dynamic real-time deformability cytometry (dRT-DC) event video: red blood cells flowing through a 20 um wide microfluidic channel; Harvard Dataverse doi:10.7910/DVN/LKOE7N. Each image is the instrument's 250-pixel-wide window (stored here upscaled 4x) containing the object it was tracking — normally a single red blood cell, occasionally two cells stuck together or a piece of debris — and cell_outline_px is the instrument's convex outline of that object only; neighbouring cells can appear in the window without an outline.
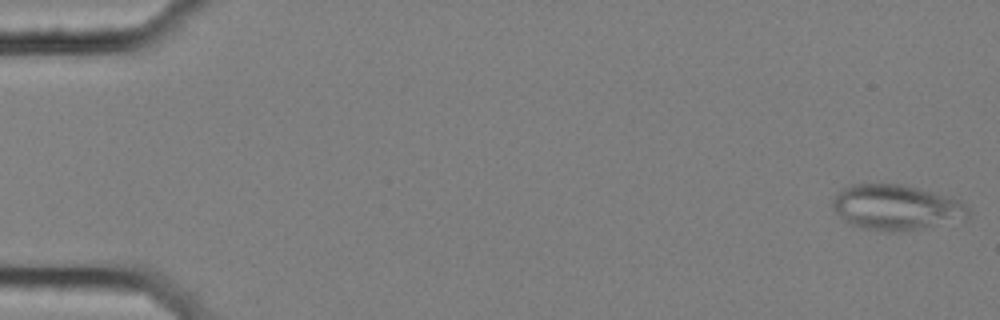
{"species": "common noctule bat (a hibernating species)", "species_latin": "Nyctalus noctula", "temperature_condition": "cold", "stored_images_in_passage": 57, "camera_frame_rate_fps": 3000, "um_per_image_px": 0.085, "animal": {"sex": "female", "body_mass_g": 25.1}, "frame": {"image": 1, "passage_image": 1, "time_ms": 0.0, "image_size_px": [1000, 320], "cell_outline_px": [[968, 216], [916, 228], [896, 232], [892, 232], [860, 228], [844, 220], [836, 212], [832, 204], [832, 200], [844, 188], [852, 184], [900, 184], [948, 196], [960, 200], [968, 208]], "centroid_in_image_um": [76.1, 17.61], "position_along_channel_um": 8.9, "area_um2": 34.68}}
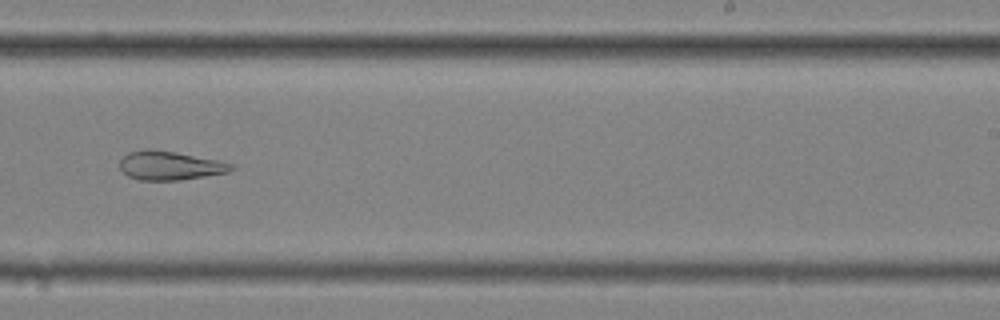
{"frame": {"image": 2, "passage_image": 36, "time_ms": 11.667, "image_size_px": [1000, 320], "cell_outline_px": [[236, 168], [228, 172], [180, 180], [140, 180], [128, 176], [120, 168], [120, 160], [128, 152], [148, 148], [176, 152], [220, 160], [236, 164]], "centroid_in_image_um": [14.48, 14.06], "position_along_channel_um": 274.5, "area_um2": 18.9}}
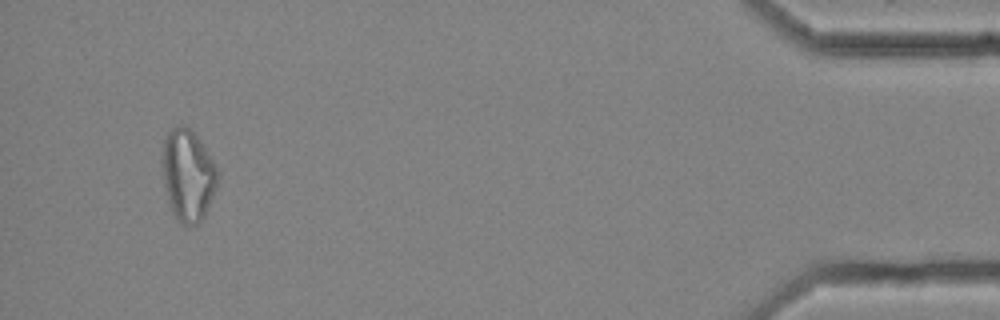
{"frame": {"image": 3, "passage_image": 54, "time_ms": 17.667, "image_size_px": [1000, 320], "cell_outline_px": [[216, 188], [204, 216], [196, 224], [188, 228], [184, 228], [176, 220], [168, 204], [160, 168], [160, 148], [164, 136], [176, 124], [184, 124], [200, 140], [216, 164]], "centroid_in_image_um": [15.89, 14.89], "position_along_channel_um": 419.3, "area_um2": 30.46}, "authors_computed_cell_mechanics": {"area_um2": 26.2412, "velocity_mm_per_s": 3.5639, "shape_relaxation_time_tau1_ms": null, "shape_relaxation_time_tau2_ms": 3.0939, "deformation_change_tau1": null, "deformation_change_tau2": 0.1256}}